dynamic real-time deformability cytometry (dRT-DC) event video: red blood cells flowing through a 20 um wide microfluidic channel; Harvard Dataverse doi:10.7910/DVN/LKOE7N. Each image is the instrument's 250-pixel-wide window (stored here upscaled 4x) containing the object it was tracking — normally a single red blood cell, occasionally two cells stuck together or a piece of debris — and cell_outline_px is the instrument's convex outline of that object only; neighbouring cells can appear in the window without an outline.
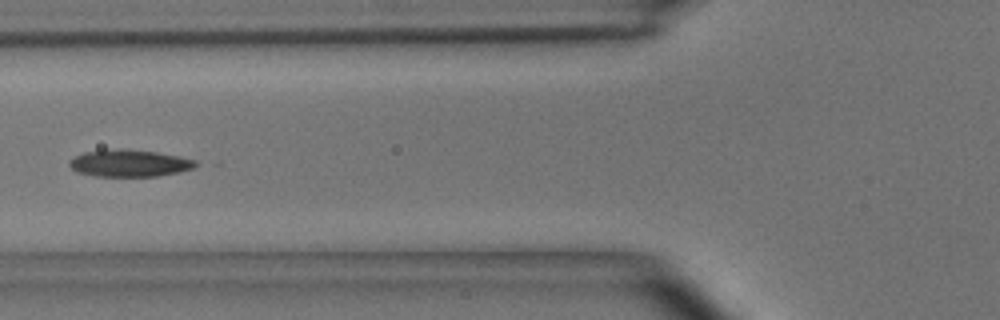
{"species": "common noctule bat (a hibernating species)", "species_latin": "Nyctalus noctula", "temperature_condition": "room temperature", "stored_images_in_passage": 6, "camera_frame_rate_fps": 3000, "um_per_image_px": 0.085, "animal": {"sex": "male", "body_mass_g": 15.6}, "frame": {"image": 1, "passage_image": 5, "time_ms": 1.333, "image_size_px": [1000, 320], "cell_outline_px": [[200, 164], [192, 168], [180, 172], [156, 176], [96, 176], [76, 172], [68, 164], [68, 160], [84, 152], [120, 148], [156, 152], [180, 156], [196, 160]], "centroid_in_image_um": [11.01, 13.87], "position_along_channel_um": 114.8, "area_um2": 19.94}}